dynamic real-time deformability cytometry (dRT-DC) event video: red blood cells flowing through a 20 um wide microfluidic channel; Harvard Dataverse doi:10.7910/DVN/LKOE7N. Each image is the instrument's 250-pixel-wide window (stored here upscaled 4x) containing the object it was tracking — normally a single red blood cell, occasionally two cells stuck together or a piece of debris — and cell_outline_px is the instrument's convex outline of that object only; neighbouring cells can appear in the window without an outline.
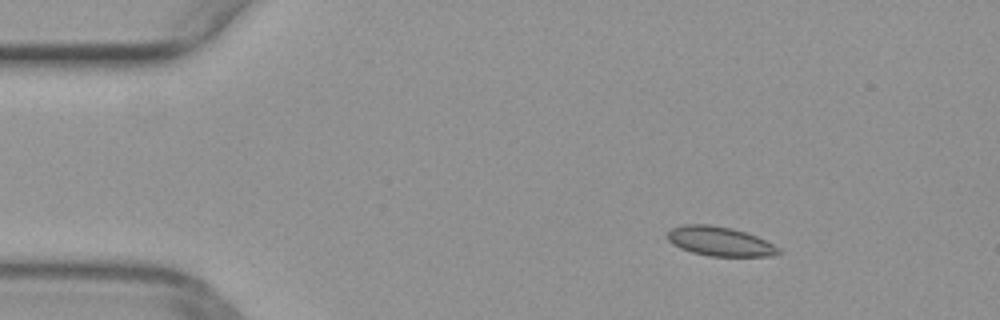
{"species": "common noctule bat (a hibernating species)", "species_latin": "Nyctalus noctula", "temperature_condition": "warm", "stored_images_in_passage": 50, "camera_frame_rate_fps": 3000, "um_per_image_px": 0.085, "animal": {"sex": "female", "body_mass_g": 29.2, "forearm_length_mm": 56.3}, "frame": {"image": 1, "passage_image": 7, "time_ms": 2.0, "image_size_px": [1000, 320], "cell_outline_px": [[780, 252], [772, 256], [708, 256], [692, 252], [680, 248], [672, 244], [668, 240], [668, 232], [672, 228], [684, 224], [712, 224], [732, 228], [756, 236], [780, 248]], "centroid_in_image_um": [61.16, 20.51], "position_along_channel_um": 23.8, "area_um2": 18.9}}
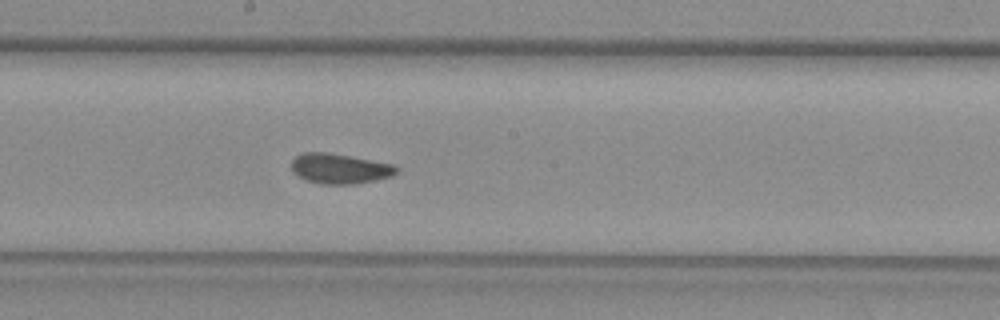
{"frame": {"image": 2, "passage_image": 27, "time_ms": 8.667, "image_size_px": [1000, 320], "cell_outline_px": [[400, 168], [392, 176], [376, 180], [356, 184], [320, 184], [304, 180], [296, 176], [292, 172], [292, 160], [296, 156], [304, 152], [328, 152], [392, 164]], "centroid_in_image_um": [28.84, 14.34], "position_along_channel_um": 219.4, "area_um2": 18.55}}
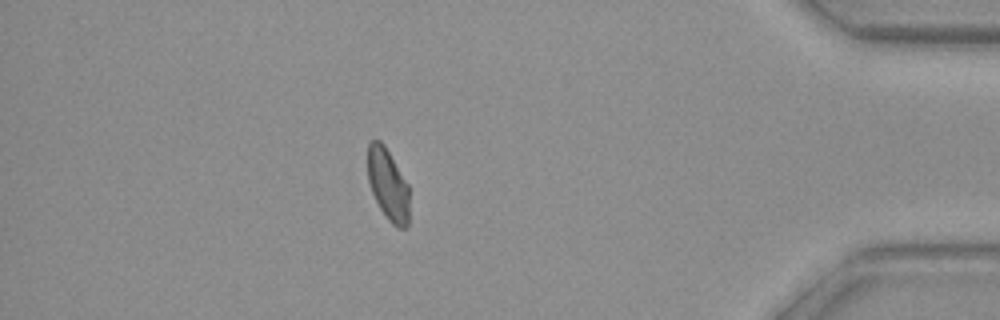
{"frame": {"image": 3, "passage_image": 44, "time_ms": 14.333, "image_size_px": [1000, 320], "cell_outline_px": [[408, 228], [396, 228], [388, 220], [380, 208], [372, 192], [368, 180], [368, 144], [372, 140], [380, 140], [384, 144], [408, 184]], "centroid_in_image_um": [32.98, 15.7], "position_along_channel_um": 402.2, "area_um2": 17.28}}